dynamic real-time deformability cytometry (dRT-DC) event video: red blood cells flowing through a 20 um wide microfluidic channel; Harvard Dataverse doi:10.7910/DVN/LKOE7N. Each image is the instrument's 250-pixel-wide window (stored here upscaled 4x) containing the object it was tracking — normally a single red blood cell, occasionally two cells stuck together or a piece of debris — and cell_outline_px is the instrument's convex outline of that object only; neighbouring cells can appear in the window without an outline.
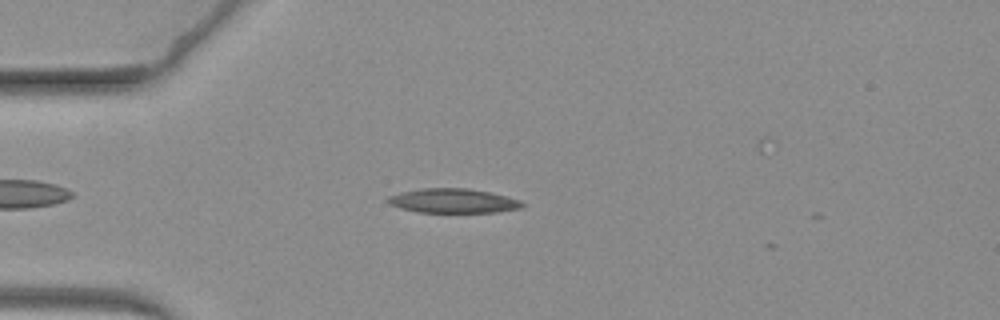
{"species": "common noctule bat (a hibernating species)", "species_latin": "Nyctalus noctula", "temperature_condition": "warm", "stored_images_in_passage": 51, "camera_frame_rate_fps": 3000, "um_per_image_px": 0.085, "animal": {"sex": "female", "body_mass_g": 19.3, "forearm_length_mm": 54.1}, "frame": {"image": 1, "passage_image": 10, "time_ms": 3.0, "image_size_px": [1000, 320], "cell_outline_px": [[524, 208], [496, 212], [420, 212], [400, 208], [388, 204], [384, 200], [388, 196], [400, 192], [424, 188], [468, 188], [488, 192], [520, 200], [524, 204]], "centroid_in_image_um": [38.48, 17.07], "position_along_channel_um": 46.5, "area_um2": 19.07}}
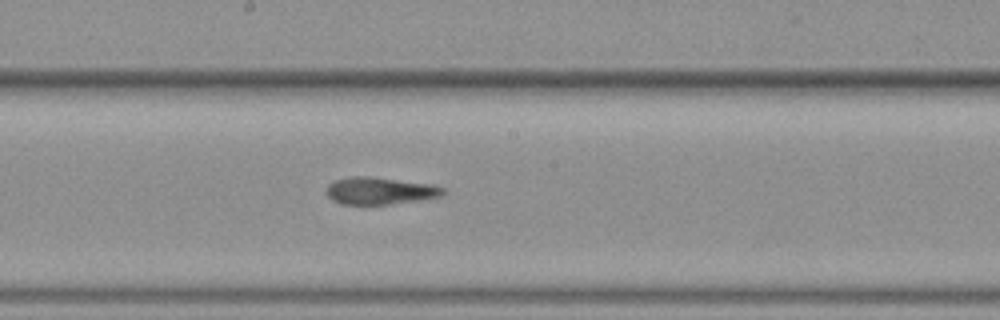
{"frame": {"image": 2, "passage_image": 28, "time_ms": 9.0, "image_size_px": [1000, 320], "cell_outline_px": [[444, 192], [440, 196], [420, 200], [392, 204], [340, 204], [332, 200], [324, 192], [328, 184], [336, 180], [352, 176], [372, 176], [428, 184], [444, 188]], "centroid_in_image_um": [32.23, 16.22], "position_along_channel_um": 216.0, "area_um2": 18.44}}
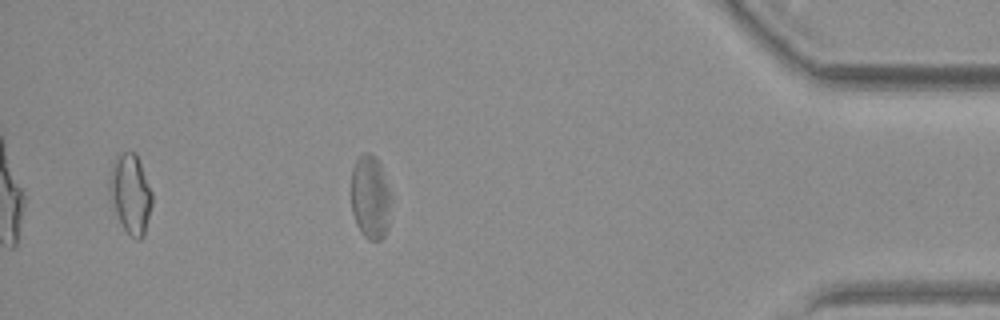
{"frame": {"image": 3, "passage_image": 50, "time_ms": 16.333, "image_size_px": [1000, 320], "cell_outline_px": [[388, 228], [384, 236], [380, 240], [368, 240], [360, 232], [356, 224], [352, 212], [352, 168], [356, 160], [364, 152], [368, 152], [376, 156], [380, 164], [388, 192]], "centroid_in_image_um": [31.43, 16.78], "position_along_channel_um": 403.8, "area_um2": 18.96}}